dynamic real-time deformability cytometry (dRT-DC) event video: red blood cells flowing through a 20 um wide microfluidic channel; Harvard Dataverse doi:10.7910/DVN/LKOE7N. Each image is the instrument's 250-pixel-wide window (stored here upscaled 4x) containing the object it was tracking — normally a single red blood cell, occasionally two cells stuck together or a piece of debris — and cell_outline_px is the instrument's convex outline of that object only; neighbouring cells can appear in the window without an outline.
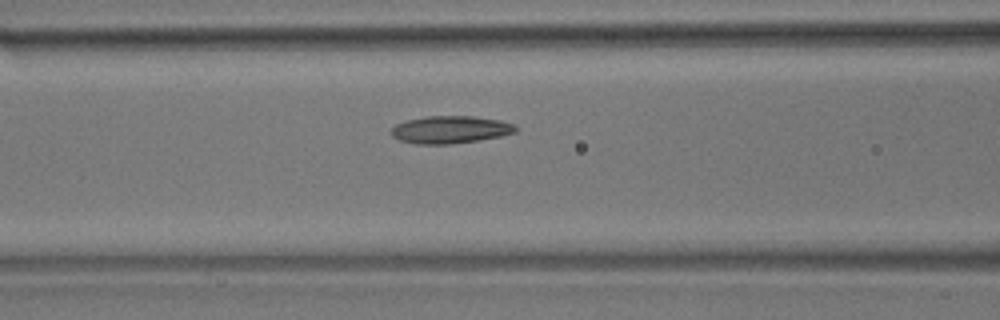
{"species": "common noctule bat (a hibernating species)", "species_latin": "Nyctalus noctula", "temperature_condition": "room temperature", "stored_images_in_passage": 7, "camera_frame_rate_fps": 3000, "um_per_image_px": 0.085, "animal": {"sex": "male", "body_mass_g": 17.9}, "frame": {"image": 1, "passage_image": 7, "time_ms": 2.0, "image_size_px": [1000, 320], "cell_outline_px": [[516, 132], [500, 136], [480, 140], [448, 144], [416, 144], [400, 140], [392, 136], [388, 132], [396, 124], [408, 120], [424, 116], [472, 116], [500, 120], [512, 124], [516, 128]], "centroid_in_image_um": [38.23, 11.02], "position_along_channel_um": 128.4, "area_um2": 19.88}}